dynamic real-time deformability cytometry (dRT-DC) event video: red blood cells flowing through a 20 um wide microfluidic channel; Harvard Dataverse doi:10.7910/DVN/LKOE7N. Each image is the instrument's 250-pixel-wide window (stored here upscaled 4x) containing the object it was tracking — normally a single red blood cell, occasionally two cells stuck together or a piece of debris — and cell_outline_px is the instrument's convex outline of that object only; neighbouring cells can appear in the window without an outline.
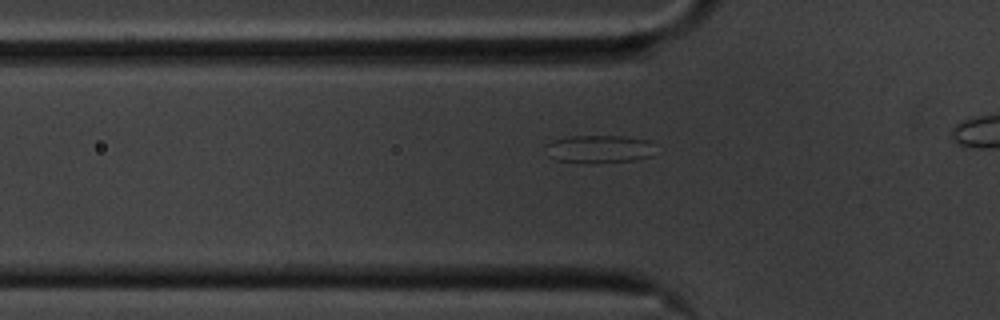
{"species": "common noctule bat (a hibernating species)", "species_latin": "Nyctalus noctula", "temperature_condition": "cold", "stored_images_in_passage": 10, "camera_frame_rate_fps": 3000, "um_per_image_px": 0.085, "animal": {"sex": "male", "body_mass_g": 20.1, "forearm_length_mm": 53.5}, "frame": {"image": 1, "passage_image": 4, "time_ms": 1.0, "image_size_px": [1000, 320], "cell_outline_px": [[652, 156], [636, 160], [592, 164], [588, 164], [556, 160], [548, 156], [544, 144], [552, 140], [568, 136], [620, 136], [652, 140]], "centroid_in_image_um": [50.88, 12.68], "position_along_channel_um": 74.9, "area_um2": 18.26}}
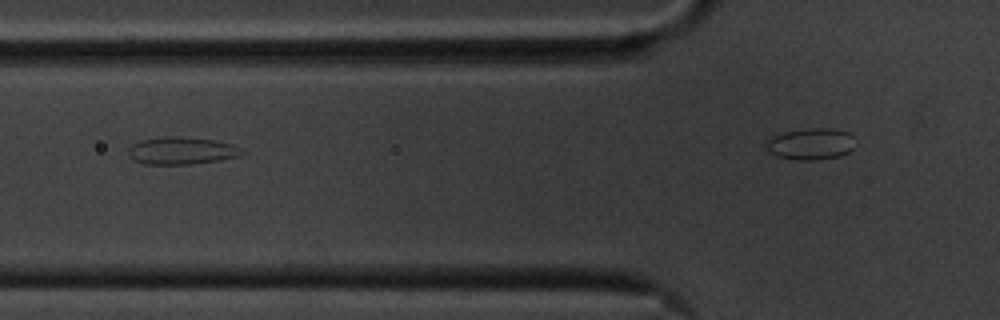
{"frame": {"image": 2, "passage_image": 7, "time_ms": 2.0, "image_size_px": [1000, 320], "cell_outline_px": [[244, 152], [240, 156], [220, 160], [192, 164], [144, 164], [136, 160], [128, 152], [128, 148], [132, 144], [140, 140], [160, 136], [180, 136], [212, 140], [232, 144], [240, 148]], "centroid_in_image_um": [15.43, 12.8], "position_along_channel_um": 110.4, "area_um2": 18.09}}